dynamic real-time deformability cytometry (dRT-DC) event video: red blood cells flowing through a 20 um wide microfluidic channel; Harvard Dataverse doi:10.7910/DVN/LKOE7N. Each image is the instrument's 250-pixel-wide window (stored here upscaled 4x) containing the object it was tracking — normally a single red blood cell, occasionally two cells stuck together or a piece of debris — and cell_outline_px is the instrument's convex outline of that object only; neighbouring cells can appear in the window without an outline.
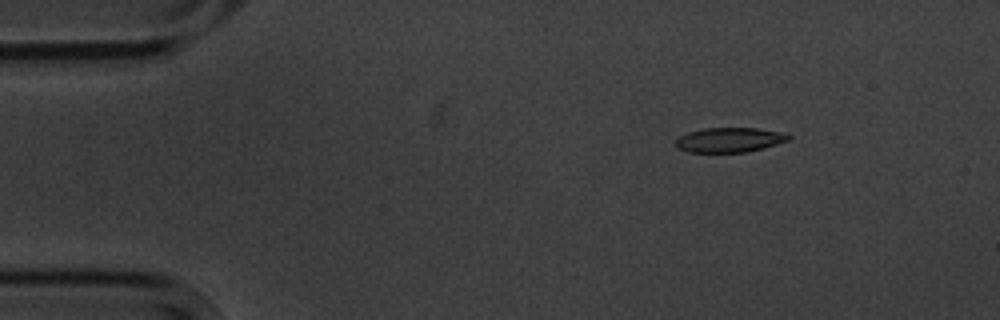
{"species": "common noctule bat (a hibernating species)", "species_latin": "Nyctalus noctula", "temperature_condition": "cold", "stored_images_in_passage": 5, "segment_of_instrument_passage": [1, 2], "camera_frame_rate_fps": 3000, "um_per_image_px": 0.085, "animal": {"sex": "male", "body_mass_g": 20.1, "forearm_length_mm": 53.5}, "frame": {"image": 1, "passage_image": 2, "time_ms": 1.0, "image_size_px": [1000, 320], "cell_outline_px": [[792, 136], [788, 140], [748, 152], [688, 152], [676, 148], [676, 140], [680, 136], [688, 132], [704, 128], [756, 128], [788, 132]], "centroid_in_image_um": [62.02, 11.88], "position_along_channel_um": 23.0, "area_um2": 16.3}}